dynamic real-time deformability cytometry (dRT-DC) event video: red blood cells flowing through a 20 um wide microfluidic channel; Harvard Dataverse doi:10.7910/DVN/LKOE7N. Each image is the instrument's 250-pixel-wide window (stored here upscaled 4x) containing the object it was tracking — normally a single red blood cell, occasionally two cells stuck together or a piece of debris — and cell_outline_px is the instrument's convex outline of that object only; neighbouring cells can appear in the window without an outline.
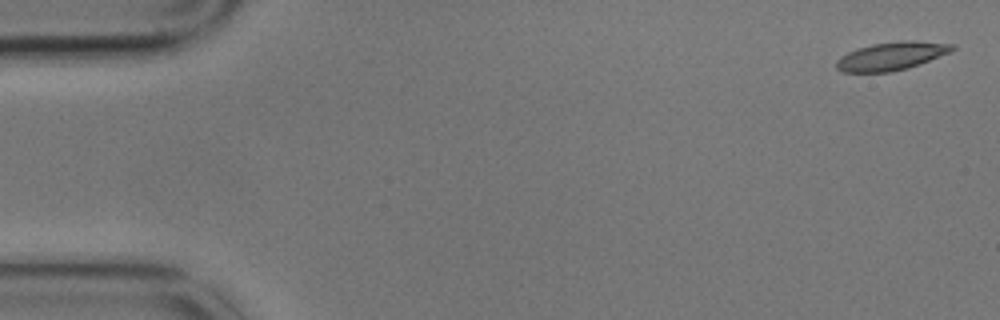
{"species": "common noctule bat (a hibernating species)", "species_latin": "Nyctalus noctula", "temperature_condition": "cold", "stored_images_in_passage": 5, "camera_frame_rate_fps": 3000, "um_per_image_px": 0.085, "animal": {"sex": "male", "body_mass_g": 17.9}, "frame": {"image": 1, "passage_image": 1, "time_ms": 0.0, "image_size_px": [1000, 320], "cell_outline_px": [[956, 48], [952, 52], [908, 68], [892, 72], [844, 72], [836, 68], [836, 60], [840, 56], [848, 52], [872, 44], [904, 40], [912, 40], [956, 44]], "centroid_in_image_um": [75.81, 4.76], "position_along_channel_um": 9.2, "area_um2": 19.13}}
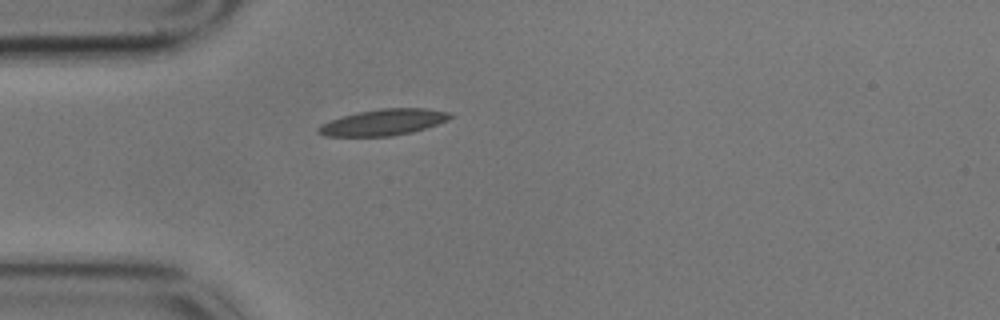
{"frame": {"image": 2, "passage_image": 5, "time_ms": 1.333, "image_size_px": [1000, 320], "cell_outline_px": [[452, 116], [448, 120], [412, 132], [392, 136], [324, 136], [316, 132], [316, 128], [320, 124], [356, 112], [380, 108], [424, 108], [448, 112]], "centroid_in_image_um": [32.54, 10.39], "position_along_channel_um": 52.5, "area_um2": 20.0}}